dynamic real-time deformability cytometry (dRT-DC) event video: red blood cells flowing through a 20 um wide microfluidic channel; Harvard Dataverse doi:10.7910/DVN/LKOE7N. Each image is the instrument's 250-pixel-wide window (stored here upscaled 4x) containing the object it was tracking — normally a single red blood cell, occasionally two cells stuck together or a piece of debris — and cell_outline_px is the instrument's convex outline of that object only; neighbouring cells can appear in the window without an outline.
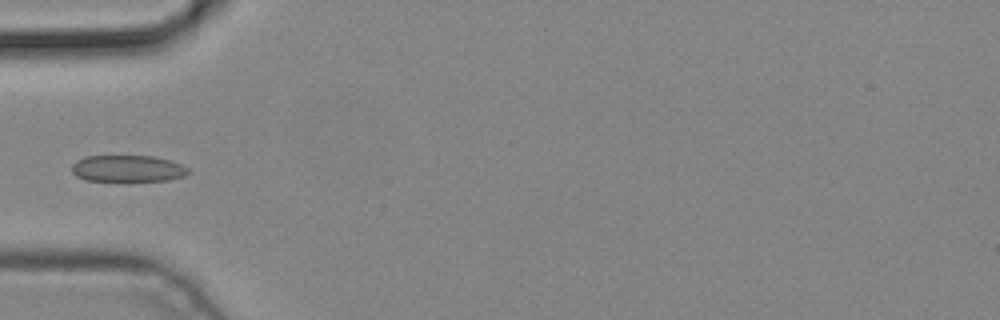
{"species": "common noctule bat (a hibernating species)", "species_latin": "Nyctalus noctula", "temperature_condition": "cold", "stored_images_in_passage": 3, "camera_frame_rate_fps": 3000, "um_per_image_px": 0.085, "animal": {"sex": "male", "body_mass_g": 19.2, "forearm_length_mm": 51.8}, "frame": {"image": 1, "passage_image": 2, "time_ms": 0.333, "image_size_px": [1000, 320], "cell_outline_px": [[192, 172], [184, 176], [168, 180], [128, 184], [84, 180], [76, 176], [72, 172], [72, 164], [76, 160], [84, 156], [152, 156], [172, 160], [188, 168]], "centroid_in_image_um": [10.85, 14.38], "position_along_channel_um": 74.1, "area_um2": 19.25}}
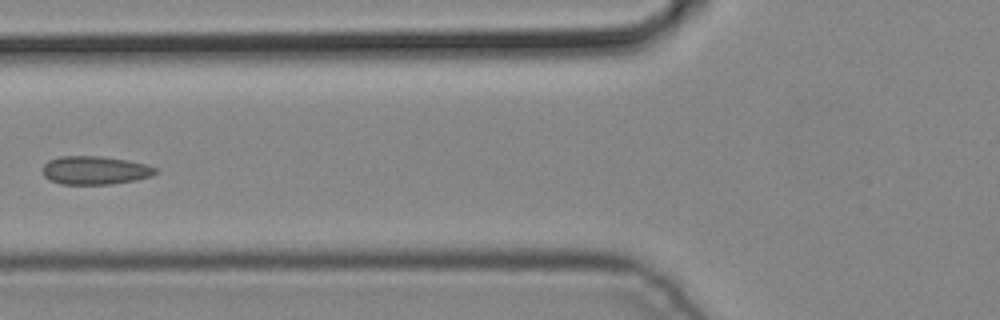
{"frame": {"image": 2, "passage_image": 3, "time_ms": 0.667, "image_size_px": [1000, 320], "cell_outline_px": [[160, 172], [152, 176], [136, 180], [112, 184], [60, 184], [48, 180], [44, 176], [40, 168], [48, 160], [60, 156], [100, 156], [128, 160], [148, 164], [156, 168]], "centroid_in_image_um": [8.07, 14.47], "position_along_channel_um": 117.7, "area_um2": 19.07}}